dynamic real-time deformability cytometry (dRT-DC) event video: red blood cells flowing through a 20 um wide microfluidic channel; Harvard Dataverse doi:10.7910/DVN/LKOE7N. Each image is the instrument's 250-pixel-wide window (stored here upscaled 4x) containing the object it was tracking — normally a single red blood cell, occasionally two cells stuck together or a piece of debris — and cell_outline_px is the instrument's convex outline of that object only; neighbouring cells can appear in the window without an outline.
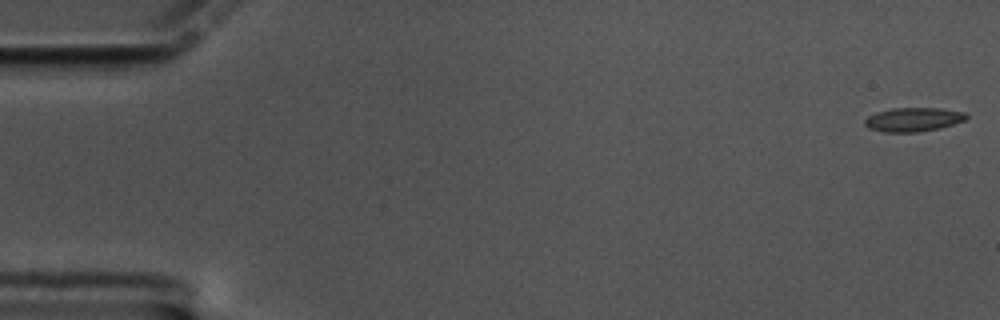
{"species": "common noctule bat (a hibernating species)", "species_latin": "Nyctalus noctula", "temperature_condition": "cold", "stored_images_in_passage": 59, "camera_frame_rate_fps": 3000, "um_per_image_px": 0.085, "animal": {"sex": "male", "body_mass_g": 17.5, "forearm_length_mm": 52.3}, "frame": {"image": 1, "passage_image": 1, "time_ms": 0.0, "image_size_px": [1000, 320], "cell_outline_px": [[968, 116], [964, 120], [940, 128], [916, 132], [884, 132], [868, 128], [864, 124], [864, 120], [868, 116], [876, 112], [892, 108], [940, 108], [968, 112]], "centroid_in_image_um": [77.63, 10.15], "position_along_channel_um": 7.4, "area_um2": 14.22}}
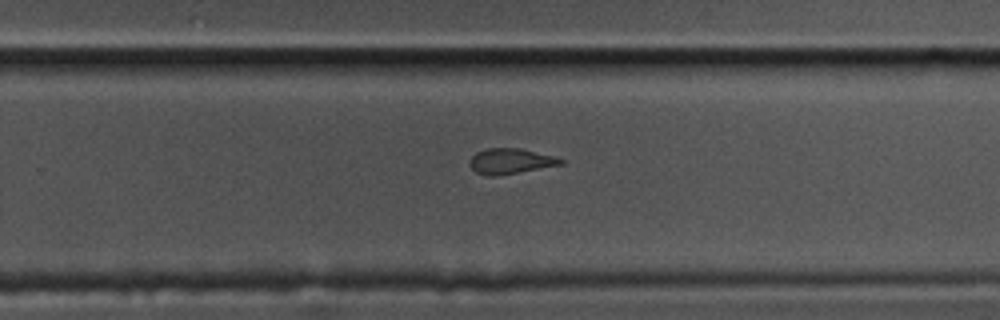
{"frame": {"image": 2, "passage_image": 38, "time_ms": 12.333, "image_size_px": [1000, 320], "cell_outline_px": [[568, 160], [564, 164], [496, 176], [488, 176], [476, 172], [468, 164], [468, 160], [476, 152], [488, 148], [520, 148], [556, 156]], "centroid_in_image_um": [43.43, 13.69], "position_along_channel_um": 286.4, "area_um2": 13.7}}
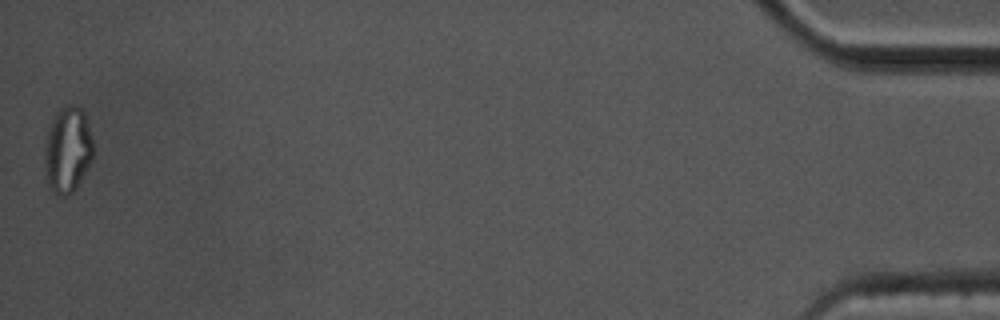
{"frame": {"image": 3, "passage_image": 59, "time_ms": 19.333, "image_size_px": [1000, 320], "cell_outline_px": [[92, 160], [76, 188], [72, 192], [64, 196], [60, 196], [48, 184], [44, 160], [44, 144], [52, 120], [56, 112], [60, 108], [68, 104], [80, 108], [84, 112], [92, 140]], "centroid_in_image_um": [5.74, 12.72], "position_along_channel_um": 429.5, "area_um2": 23.99}, "authors_computed_cell_mechanics": {"area_um2": 14.2766, "velocity_mm_per_s": 3.3948, "shape_relaxation_time_tau1_ms": null, "shape_relaxation_time_tau2_ms": 0.8714, "deformation_change_tau1": null, "deformation_change_tau2": 0.0717}}